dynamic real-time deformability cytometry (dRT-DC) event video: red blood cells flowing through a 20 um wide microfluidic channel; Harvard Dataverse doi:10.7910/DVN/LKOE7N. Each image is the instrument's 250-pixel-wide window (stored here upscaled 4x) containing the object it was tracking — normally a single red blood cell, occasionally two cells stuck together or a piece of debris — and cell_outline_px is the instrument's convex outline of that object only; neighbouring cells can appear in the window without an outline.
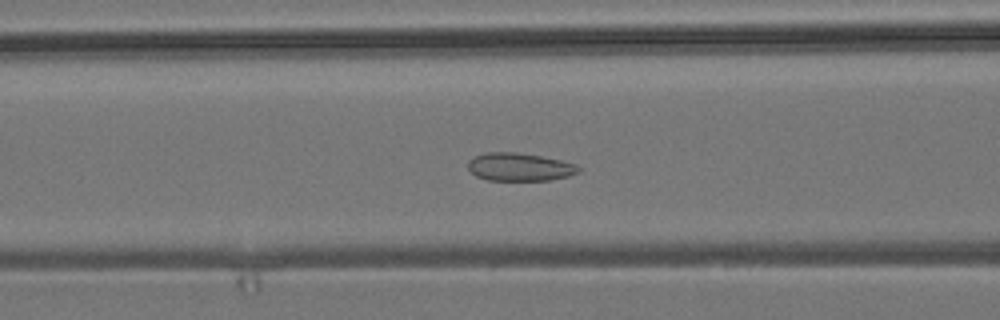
{"species": "common noctule bat (a hibernating species)", "species_latin": "Nyctalus noctula", "temperature_condition": "room temperature", "stored_images_in_passage": 54, "camera_frame_rate_fps": 3000, "um_per_image_px": 0.085, "animal": {"sex": "male", "body_mass_g": 19.2, "forearm_length_mm": 51.8}, "frame": {"image": 1, "passage_image": 22, "time_ms": 7.0, "image_size_px": [1000, 320], "cell_outline_px": [[580, 172], [568, 176], [548, 180], [488, 180], [476, 176], [468, 168], [468, 160], [472, 156], [484, 152], [516, 152], [540, 156], [560, 160], [576, 164], [580, 168]], "centroid_in_image_um": [44.13, 14.18], "position_along_channel_um": 122.5, "area_um2": 18.09}}
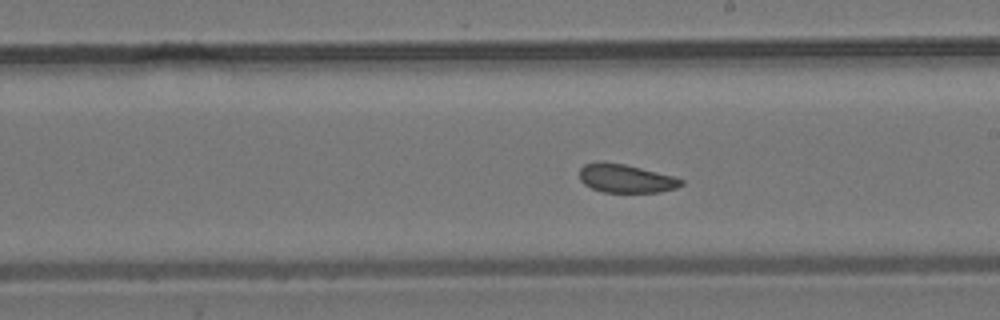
{"frame": {"image": 2, "passage_image": 31, "time_ms": 10.0, "image_size_px": [1000, 320], "cell_outline_px": [[684, 184], [676, 188], [660, 192], [604, 192], [592, 188], [584, 184], [580, 180], [580, 168], [584, 164], [596, 160], [624, 164], [672, 176], [684, 180]], "centroid_in_image_um": [53.16, 15.16], "position_along_channel_um": 235.8, "area_um2": 16.88}}
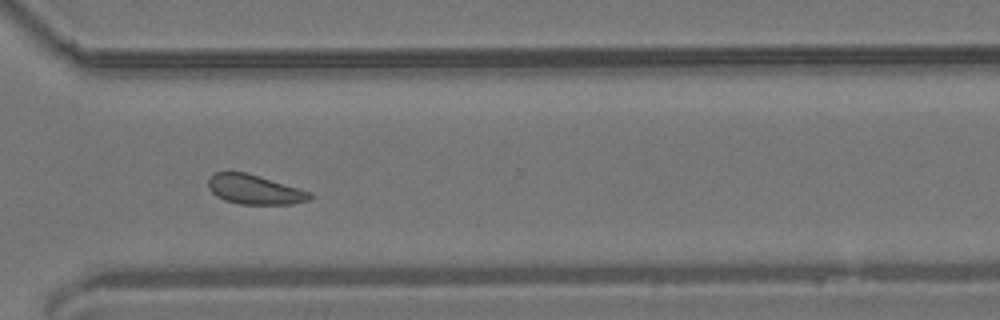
{"frame": {"image": 3, "passage_image": 40, "time_ms": 13.0, "image_size_px": [1000, 320], "cell_outline_px": [[312, 196], [308, 200], [292, 204], [240, 204], [224, 200], [216, 196], [208, 188], [208, 176], [212, 172], [244, 172], [312, 192]], "centroid_in_image_um": [21.59, 16.11], "position_along_channel_um": 349.0, "area_um2": 17.4}, "authors_computed_cell_mechanics": {"area_um2": 18.1781, "velocity_mm_per_s": 3.7884, "shape_relaxation_time_tau1_ms": null, "shape_relaxation_time_tau2_ms": 3.5521, "deformation_change_tau1": null, "deformation_change_tau2": 0.0824}}